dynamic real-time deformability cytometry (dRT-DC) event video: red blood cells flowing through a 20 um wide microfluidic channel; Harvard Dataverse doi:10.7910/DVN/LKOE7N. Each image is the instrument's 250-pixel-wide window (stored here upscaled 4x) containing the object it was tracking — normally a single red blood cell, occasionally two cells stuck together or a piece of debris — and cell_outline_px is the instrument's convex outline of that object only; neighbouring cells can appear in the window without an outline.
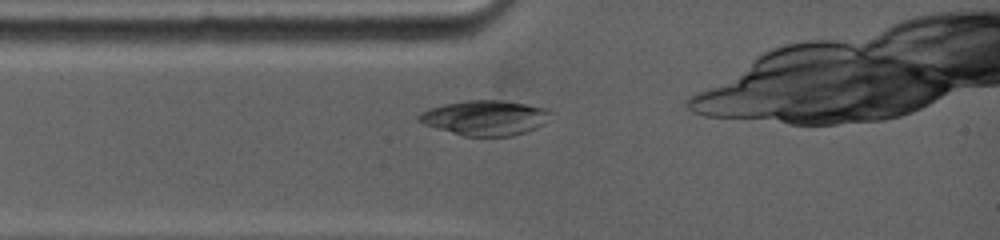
{"species": "common noctule bat (a hibernating species)", "species_latin": "Nyctalus noctula", "temperature_condition": "warm", "stored_images_in_passage": 5, "camera_frame_rate_fps": 5000, "um_per_image_px": 0.085, "animal": {"sex": "female", "body_mass_g": 19.0, "forearm_length_mm": 53.3}, "frame": {"image": 1, "passage_image": 1, "time_ms": 0.0, "image_size_px": [1000, 240], "cell_outline_px": [[552, 112], [544, 124], [536, 128], [512, 136], [464, 136], [424, 124], [416, 120], [416, 116], [432, 108], [444, 104], [468, 100], [504, 100], [528, 104], [544, 108]], "centroid_in_image_um": [41.26, 10.01], "position_along_channel_um": 43.7, "area_um2": 26.65}}
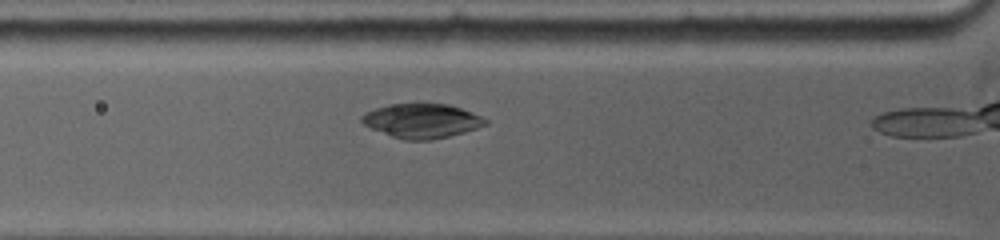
{"frame": {"image": 2, "passage_image": 4, "time_ms": 1.2, "image_size_px": [1000, 240], "cell_outline_px": [[488, 124], [464, 132], [432, 140], [404, 140], [368, 128], [360, 120], [360, 116], [364, 112], [388, 104], [448, 104], [472, 112], [488, 120]], "centroid_in_image_um": [35.81, 10.27], "position_along_channel_um": 90.0, "area_um2": 24.74}}